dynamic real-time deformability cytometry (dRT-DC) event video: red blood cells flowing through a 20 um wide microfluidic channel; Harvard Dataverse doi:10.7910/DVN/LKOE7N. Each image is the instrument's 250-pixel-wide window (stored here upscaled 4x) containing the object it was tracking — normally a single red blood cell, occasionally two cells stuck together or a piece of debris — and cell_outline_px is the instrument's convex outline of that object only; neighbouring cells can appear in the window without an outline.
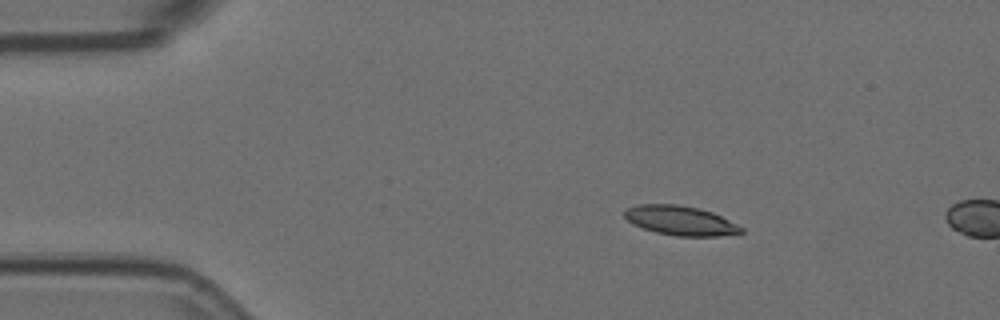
{"species": "Egyptian fruit bat (a non-hibernating species)", "species_latin": "Rousettus aegyptiacus", "temperature_condition": "room temperature", "stored_images_in_passage": 3, "camera_frame_rate_fps": 3000, "um_per_image_px": 0.085, "animal": {"sex": "female"}, "frame": {"image": 1, "passage_image": 2, "time_ms": 0.333, "image_size_px": [1000, 320], "cell_outline_px": [[744, 232], [720, 236], [676, 236], [656, 232], [632, 224], [624, 216], [624, 208], [640, 204], [676, 204], [696, 208], [712, 212], [744, 228]], "centroid_in_image_um": [57.81, 18.75], "position_along_channel_um": 27.2, "area_um2": 19.88}}